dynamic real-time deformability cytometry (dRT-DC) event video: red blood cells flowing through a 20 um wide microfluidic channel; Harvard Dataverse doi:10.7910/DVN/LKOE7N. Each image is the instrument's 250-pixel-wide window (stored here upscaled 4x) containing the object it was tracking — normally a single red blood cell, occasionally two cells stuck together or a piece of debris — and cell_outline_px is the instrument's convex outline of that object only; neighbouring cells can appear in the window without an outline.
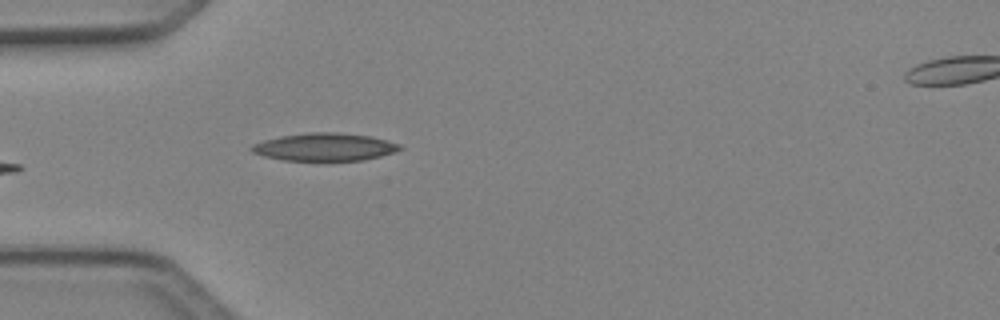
{"species": "Egyptian fruit bat (a non-hibernating species)", "species_latin": "Rousettus aegyptiacus", "temperature_condition": "cold", "stored_images_in_passage": 5, "camera_frame_rate_fps": 3000, "um_per_image_px": 0.085, "animal": {"sex": "female"}, "frame": {"image": 1, "passage_image": 4, "time_ms": 1.0, "image_size_px": [1000, 320], "cell_outline_px": [[404, 148], [396, 152], [364, 160], [284, 160], [264, 156], [252, 152], [248, 148], [252, 144], [264, 140], [280, 136], [308, 132], [336, 132], [372, 136], [388, 140], [400, 144]], "centroid_in_image_um": [27.62, 12.48], "position_along_channel_um": 57.4, "area_um2": 24.1}}